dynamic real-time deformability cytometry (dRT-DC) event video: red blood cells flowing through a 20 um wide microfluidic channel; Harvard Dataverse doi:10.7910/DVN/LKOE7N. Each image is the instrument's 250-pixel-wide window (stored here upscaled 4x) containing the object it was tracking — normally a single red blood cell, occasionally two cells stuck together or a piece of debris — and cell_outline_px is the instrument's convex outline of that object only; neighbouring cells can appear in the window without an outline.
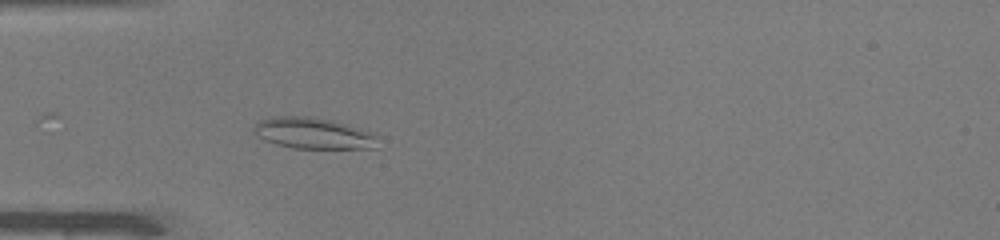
{"species": "common noctule bat (a hibernating species)", "species_latin": "Nyctalus noctula", "temperature_condition": "warm", "stored_images_in_passage": 25, "camera_frame_rate_fps": 3000, "um_per_image_px": 0.085, "animal": {"sex": "male", "body_mass_g": 19.0, "forearm_length_mm": 50.8}, "frame": {"image": 1, "passage_image": 5, "time_ms": 1.333, "image_size_px": [1000, 240], "cell_outline_px": [[380, 136], [376, 148], [292, 148], [276, 144], [264, 140], [252, 128], [260, 120], [272, 116], [304, 116], [332, 120], [376, 132]], "centroid_in_image_um": [26.71, 11.32], "position_along_channel_um": 58.3, "area_um2": 22.72}}
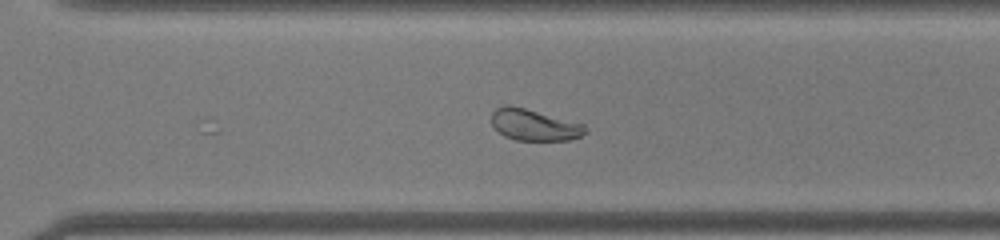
{"frame": {"image": 2, "passage_image": 25, "time_ms": 8.0, "image_size_px": [1000, 240], "cell_outline_px": [[588, 132], [580, 136], [568, 140], [516, 140], [504, 136], [492, 124], [492, 112], [496, 108], [524, 108], [584, 124], [588, 128]], "centroid_in_image_um": [45.47, 10.66], "position_along_channel_um": 325.1, "area_um2": 16.59}}